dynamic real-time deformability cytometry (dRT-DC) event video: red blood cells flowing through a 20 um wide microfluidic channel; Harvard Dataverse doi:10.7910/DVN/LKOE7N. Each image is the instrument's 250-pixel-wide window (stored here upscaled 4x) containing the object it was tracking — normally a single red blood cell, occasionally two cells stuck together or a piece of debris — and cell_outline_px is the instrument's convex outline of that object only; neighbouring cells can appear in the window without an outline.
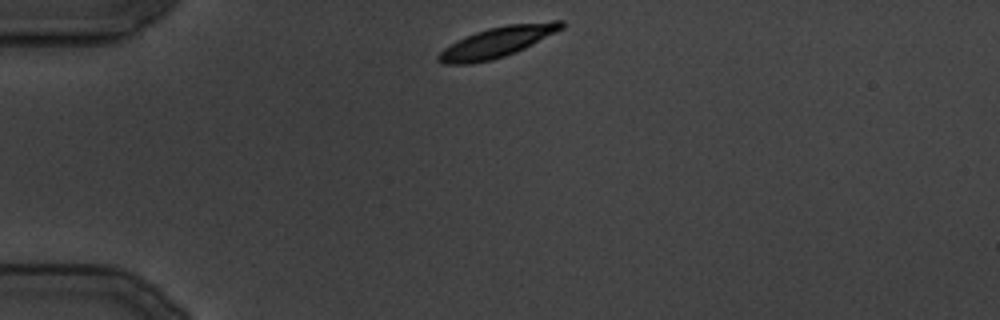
{"species": "common noctule bat (a hibernating species)", "species_latin": "Nyctalus noctula", "temperature_condition": "cold", "stored_images_in_passage": 6, "camera_frame_rate_fps": 3000, "um_per_image_px": 0.085, "animal": {"sex": "male", "body_mass_g": 19.5, "forearm_length_mm": 54.6}, "frame": {"image": 1, "passage_image": 1, "time_ms": 0.0, "image_size_px": [1000, 320], "cell_outline_px": [[564, 28], [516, 52], [492, 60], [472, 64], [444, 64], [436, 60], [436, 56], [444, 48], [476, 32], [488, 28], [508, 24], [552, 20], [564, 20]], "centroid_in_image_um": [42.29, 3.57], "position_along_channel_um": 42.7, "area_um2": 21.73}}